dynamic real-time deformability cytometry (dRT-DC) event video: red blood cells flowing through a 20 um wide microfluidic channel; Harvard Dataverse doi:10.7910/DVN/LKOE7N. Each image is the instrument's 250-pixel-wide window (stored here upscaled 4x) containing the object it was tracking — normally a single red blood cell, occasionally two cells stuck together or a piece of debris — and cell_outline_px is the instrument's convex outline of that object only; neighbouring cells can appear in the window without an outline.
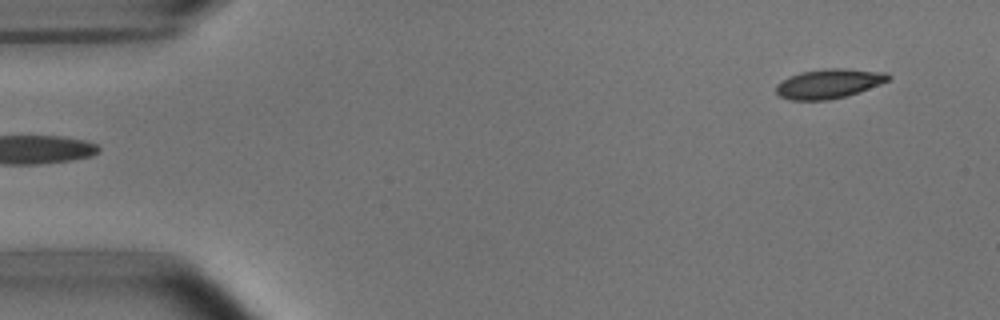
{"species": "common noctule bat (a hibernating species)", "species_latin": "Nyctalus noctula", "temperature_condition": "room temperature", "stored_images_in_passage": 49, "camera_frame_rate_fps": 3000, "um_per_image_px": 0.085, "animal": {"sex": "male", "body_mass_g": 15.6}, "frame": {"image": 1, "passage_image": 1, "time_ms": 0.0, "image_size_px": [1000, 320], "cell_outline_px": [[892, 76], [888, 80], [880, 84], [848, 96], [828, 100], [792, 100], [780, 96], [776, 92], [776, 84], [788, 76], [800, 72], [828, 68], [844, 68], [888, 72]], "centroid_in_image_um": [70.47, 7.1], "position_along_channel_um": 14.5, "area_um2": 19.42}}
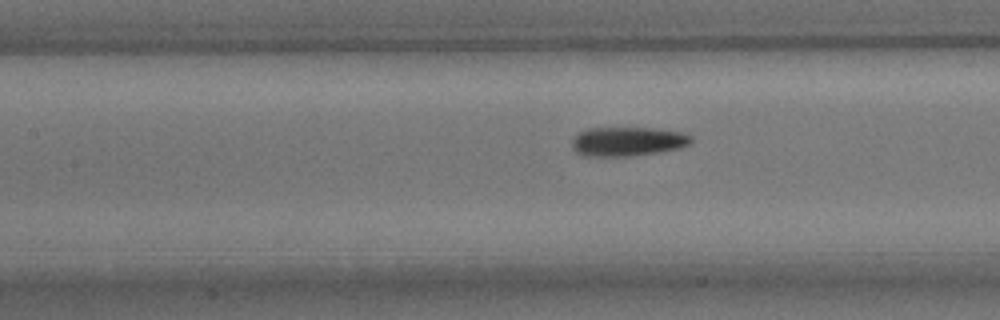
{"frame": {"image": 2, "passage_image": 20, "time_ms": 6.333, "image_size_px": [1000, 320], "cell_outline_px": [[692, 144], [680, 148], [660, 152], [628, 156], [580, 156], [572, 148], [572, 140], [580, 132], [588, 128], [652, 128], [684, 132], [692, 136]], "centroid_in_image_um": [53.38, 12.03], "position_along_channel_um": 154.0, "area_um2": 20.46}}
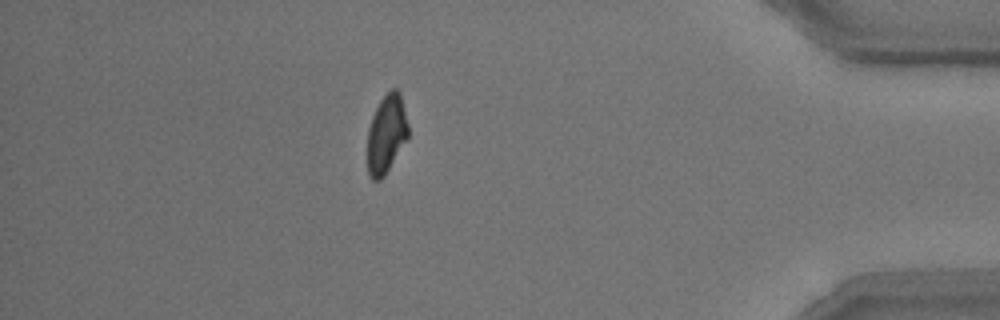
{"frame": {"image": 3, "passage_image": 43, "time_ms": 14.0, "image_size_px": [1000, 320], "cell_outline_px": [[408, 140], [384, 176], [380, 180], [372, 180], [368, 172], [368, 128], [372, 116], [380, 100], [392, 88], [396, 88], [400, 92], [408, 124]], "centroid_in_image_um": [32.86, 11.4], "position_along_channel_um": 402.3, "area_um2": 18.73}, "authors_computed_cell_mechanics": {"area_um2": 20.1144, "velocity_mm_per_s": 3.8014, "shape_relaxation_time_tau1_ms": 2.5109, "shape_relaxation_time_tau2_ms": 2.0833, "deformation_change_tau1": 0.1254, "deformation_change_tau2": 0.085}}